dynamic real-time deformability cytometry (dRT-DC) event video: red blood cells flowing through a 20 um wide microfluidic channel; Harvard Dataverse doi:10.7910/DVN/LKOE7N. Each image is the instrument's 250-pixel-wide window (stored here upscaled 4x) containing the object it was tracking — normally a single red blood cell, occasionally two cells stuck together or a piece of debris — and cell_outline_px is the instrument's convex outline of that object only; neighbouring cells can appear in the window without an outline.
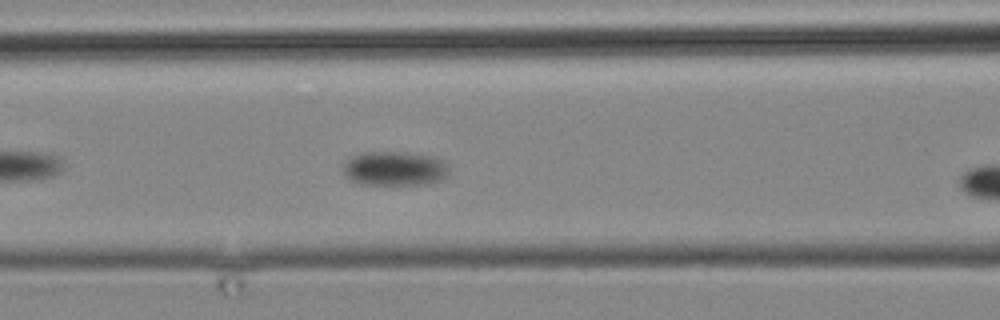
{"species": "common noctule bat (a hibernating species)", "species_latin": "Nyctalus noctula", "temperature_condition": "cold", "stored_images_in_passage": 6, "camera_frame_rate_fps": 3000, "um_per_image_px": 0.085, "animal": {"sex": "male", "body_mass_g": 19.2, "forearm_length_mm": 51.8}, "frame": {"image": 1, "passage_image": 5, "time_ms": 5.667, "image_size_px": [1000, 320], "cell_outline_px": [[448, 172], [444, 176], [436, 180], [424, 184], [364, 184], [352, 180], [344, 176], [344, 164], [352, 156], [364, 152], [408, 152], [436, 156], [448, 168]], "centroid_in_image_um": [33.51, 14.3], "position_along_channel_um": 133.1, "area_um2": 20.81}}